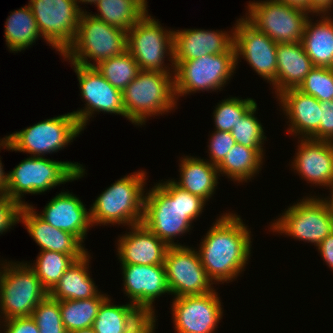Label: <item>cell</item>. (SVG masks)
Here are the masks:
<instances>
[{
    "mask_svg": "<svg viewBox=\"0 0 333 333\" xmlns=\"http://www.w3.org/2000/svg\"><path fill=\"white\" fill-rule=\"evenodd\" d=\"M127 51L140 70L174 74L173 30L163 28L148 12L127 32ZM165 56H169L171 67L165 66Z\"/></svg>",
    "mask_w": 333,
    "mask_h": 333,
    "instance_id": "obj_11",
    "label": "cell"
},
{
    "mask_svg": "<svg viewBox=\"0 0 333 333\" xmlns=\"http://www.w3.org/2000/svg\"><path fill=\"white\" fill-rule=\"evenodd\" d=\"M279 106L287 116V132L299 138H310L321 123V102L311 95L302 93L297 88H290L278 96ZM295 134V135H294Z\"/></svg>",
    "mask_w": 333,
    "mask_h": 333,
    "instance_id": "obj_24",
    "label": "cell"
},
{
    "mask_svg": "<svg viewBox=\"0 0 333 333\" xmlns=\"http://www.w3.org/2000/svg\"><path fill=\"white\" fill-rule=\"evenodd\" d=\"M95 68L120 91H123L141 71L139 64L127 50L119 56L101 61Z\"/></svg>",
    "mask_w": 333,
    "mask_h": 333,
    "instance_id": "obj_35",
    "label": "cell"
},
{
    "mask_svg": "<svg viewBox=\"0 0 333 333\" xmlns=\"http://www.w3.org/2000/svg\"><path fill=\"white\" fill-rule=\"evenodd\" d=\"M205 203L200 196L182 190L170 179L159 182L145 194L142 224L168 246H182L174 239L190 231Z\"/></svg>",
    "mask_w": 333,
    "mask_h": 333,
    "instance_id": "obj_2",
    "label": "cell"
},
{
    "mask_svg": "<svg viewBox=\"0 0 333 333\" xmlns=\"http://www.w3.org/2000/svg\"><path fill=\"white\" fill-rule=\"evenodd\" d=\"M316 249L324 262L333 270V233L328 235Z\"/></svg>",
    "mask_w": 333,
    "mask_h": 333,
    "instance_id": "obj_44",
    "label": "cell"
},
{
    "mask_svg": "<svg viewBox=\"0 0 333 333\" xmlns=\"http://www.w3.org/2000/svg\"><path fill=\"white\" fill-rule=\"evenodd\" d=\"M179 161L180 178L178 181L171 179L172 182L182 190L200 196L206 202L209 201L219 183L217 166L206 159L194 156H185Z\"/></svg>",
    "mask_w": 333,
    "mask_h": 333,
    "instance_id": "obj_26",
    "label": "cell"
},
{
    "mask_svg": "<svg viewBox=\"0 0 333 333\" xmlns=\"http://www.w3.org/2000/svg\"><path fill=\"white\" fill-rule=\"evenodd\" d=\"M121 270L124 294L130 298V303L144 315H155L156 298L166 293L170 295L164 264H121Z\"/></svg>",
    "mask_w": 333,
    "mask_h": 333,
    "instance_id": "obj_18",
    "label": "cell"
},
{
    "mask_svg": "<svg viewBox=\"0 0 333 333\" xmlns=\"http://www.w3.org/2000/svg\"><path fill=\"white\" fill-rule=\"evenodd\" d=\"M117 240V255L121 264H164L169 246L151 232L144 224L129 226Z\"/></svg>",
    "mask_w": 333,
    "mask_h": 333,
    "instance_id": "obj_21",
    "label": "cell"
},
{
    "mask_svg": "<svg viewBox=\"0 0 333 333\" xmlns=\"http://www.w3.org/2000/svg\"><path fill=\"white\" fill-rule=\"evenodd\" d=\"M270 230L317 247L333 233V201L330 196L323 199L314 195L300 199L274 219Z\"/></svg>",
    "mask_w": 333,
    "mask_h": 333,
    "instance_id": "obj_7",
    "label": "cell"
},
{
    "mask_svg": "<svg viewBox=\"0 0 333 333\" xmlns=\"http://www.w3.org/2000/svg\"><path fill=\"white\" fill-rule=\"evenodd\" d=\"M330 195V197H331V199H332V201H333V193L332 194H329Z\"/></svg>",
    "mask_w": 333,
    "mask_h": 333,
    "instance_id": "obj_52",
    "label": "cell"
},
{
    "mask_svg": "<svg viewBox=\"0 0 333 333\" xmlns=\"http://www.w3.org/2000/svg\"><path fill=\"white\" fill-rule=\"evenodd\" d=\"M233 32L236 66L242 56L258 75L273 84L277 72V43L257 30L244 16L236 21Z\"/></svg>",
    "mask_w": 333,
    "mask_h": 333,
    "instance_id": "obj_16",
    "label": "cell"
},
{
    "mask_svg": "<svg viewBox=\"0 0 333 333\" xmlns=\"http://www.w3.org/2000/svg\"><path fill=\"white\" fill-rule=\"evenodd\" d=\"M38 215L56 229L77 236L83 243L89 228L93 227L90 210L87 211L79 197L68 191L58 193Z\"/></svg>",
    "mask_w": 333,
    "mask_h": 333,
    "instance_id": "obj_23",
    "label": "cell"
},
{
    "mask_svg": "<svg viewBox=\"0 0 333 333\" xmlns=\"http://www.w3.org/2000/svg\"><path fill=\"white\" fill-rule=\"evenodd\" d=\"M156 315H145L132 329L127 333H155Z\"/></svg>",
    "mask_w": 333,
    "mask_h": 333,
    "instance_id": "obj_45",
    "label": "cell"
},
{
    "mask_svg": "<svg viewBox=\"0 0 333 333\" xmlns=\"http://www.w3.org/2000/svg\"><path fill=\"white\" fill-rule=\"evenodd\" d=\"M147 179L146 172L138 170L106 188L89 209L92 225L122 224L129 227L142 223Z\"/></svg>",
    "mask_w": 333,
    "mask_h": 333,
    "instance_id": "obj_3",
    "label": "cell"
},
{
    "mask_svg": "<svg viewBox=\"0 0 333 333\" xmlns=\"http://www.w3.org/2000/svg\"><path fill=\"white\" fill-rule=\"evenodd\" d=\"M107 297V294L99 292L90 299L60 300L59 308L66 332L91 328L99 307Z\"/></svg>",
    "mask_w": 333,
    "mask_h": 333,
    "instance_id": "obj_33",
    "label": "cell"
},
{
    "mask_svg": "<svg viewBox=\"0 0 333 333\" xmlns=\"http://www.w3.org/2000/svg\"><path fill=\"white\" fill-rule=\"evenodd\" d=\"M40 333H67L64 325L38 326Z\"/></svg>",
    "mask_w": 333,
    "mask_h": 333,
    "instance_id": "obj_49",
    "label": "cell"
},
{
    "mask_svg": "<svg viewBox=\"0 0 333 333\" xmlns=\"http://www.w3.org/2000/svg\"><path fill=\"white\" fill-rule=\"evenodd\" d=\"M0 147L9 150H12L11 145L9 141L3 137V139H0ZM1 149V148H0ZM8 179V173H5L3 170V165L0 158V194L4 195L6 184Z\"/></svg>",
    "mask_w": 333,
    "mask_h": 333,
    "instance_id": "obj_47",
    "label": "cell"
},
{
    "mask_svg": "<svg viewBox=\"0 0 333 333\" xmlns=\"http://www.w3.org/2000/svg\"><path fill=\"white\" fill-rule=\"evenodd\" d=\"M5 261L0 270V316L3 320L31 316L49 292L28 263Z\"/></svg>",
    "mask_w": 333,
    "mask_h": 333,
    "instance_id": "obj_8",
    "label": "cell"
},
{
    "mask_svg": "<svg viewBox=\"0 0 333 333\" xmlns=\"http://www.w3.org/2000/svg\"><path fill=\"white\" fill-rule=\"evenodd\" d=\"M297 89L304 94L315 97L320 102L332 101L333 68L314 67Z\"/></svg>",
    "mask_w": 333,
    "mask_h": 333,
    "instance_id": "obj_38",
    "label": "cell"
},
{
    "mask_svg": "<svg viewBox=\"0 0 333 333\" xmlns=\"http://www.w3.org/2000/svg\"><path fill=\"white\" fill-rule=\"evenodd\" d=\"M257 103L230 131L237 144L254 149H263L266 138L261 122L255 117Z\"/></svg>",
    "mask_w": 333,
    "mask_h": 333,
    "instance_id": "obj_37",
    "label": "cell"
},
{
    "mask_svg": "<svg viewBox=\"0 0 333 333\" xmlns=\"http://www.w3.org/2000/svg\"><path fill=\"white\" fill-rule=\"evenodd\" d=\"M255 104L252 98L229 97L219 101L213 111L215 130L230 132Z\"/></svg>",
    "mask_w": 333,
    "mask_h": 333,
    "instance_id": "obj_36",
    "label": "cell"
},
{
    "mask_svg": "<svg viewBox=\"0 0 333 333\" xmlns=\"http://www.w3.org/2000/svg\"><path fill=\"white\" fill-rule=\"evenodd\" d=\"M77 75L84 109L71 112L84 130L95 112L121 115L125 118L122 91L112 86L95 67L70 63Z\"/></svg>",
    "mask_w": 333,
    "mask_h": 333,
    "instance_id": "obj_15",
    "label": "cell"
},
{
    "mask_svg": "<svg viewBox=\"0 0 333 333\" xmlns=\"http://www.w3.org/2000/svg\"><path fill=\"white\" fill-rule=\"evenodd\" d=\"M174 65V92L177 101L180 96L203 90L221 91L236 70L235 49L232 46L225 53L174 61Z\"/></svg>",
    "mask_w": 333,
    "mask_h": 333,
    "instance_id": "obj_9",
    "label": "cell"
},
{
    "mask_svg": "<svg viewBox=\"0 0 333 333\" xmlns=\"http://www.w3.org/2000/svg\"><path fill=\"white\" fill-rule=\"evenodd\" d=\"M321 123L319 129L310 137L311 139L333 142V103L321 102Z\"/></svg>",
    "mask_w": 333,
    "mask_h": 333,
    "instance_id": "obj_42",
    "label": "cell"
},
{
    "mask_svg": "<svg viewBox=\"0 0 333 333\" xmlns=\"http://www.w3.org/2000/svg\"><path fill=\"white\" fill-rule=\"evenodd\" d=\"M76 259L56 251H40L35 263L29 266L36 272L43 286L50 292L59 282L61 276Z\"/></svg>",
    "mask_w": 333,
    "mask_h": 333,
    "instance_id": "obj_34",
    "label": "cell"
},
{
    "mask_svg": "<svg viewBox=\"0 0 333 333\" xmlns=\"http://www.w3.org/2000/svg\"><path fill=\"white\" fill-rule=\"evenodd\" d=\"M320 18L316 23L308 18L301 43L315 67L333 68V17L324 14Z\"/></svg>",
    "mask_w": 333,
    "mask_h": 333,
    "instance_id": "obj_28",
    "label": "cell"
},
{
    "mask_svg": "<svg viewBox=\"0 0 333 333\" xmlns=\"http://www.w3.org/2000/svg\"><path fill=\"white\" fill-rule=\"evenodd\" d=\"M265 149H254L235 144L226 154L223 161L217 166L219 175L235 182H247L259 174L263 165Z\"/></svg>",
    "mask_w": 333,
    "mask_h": 333,
    "instance_id": "obj_29",
    "label": "cell"
},
{
    "mask_svg": "<svg viewBox=\"0 0 333 333\" xmlns=\"http://www.w3.org/2000/svg\"><path fill=\"white\" fill-rule=\"evenodd\" d=\"M69 333H96L93 328H86V329H81V330H75Z\"/></svg>",
    "mask_w": 333,
    "mask_h": 333,
    "instance_id": "obj_51",
    "label": "cell"
},
{
    "mask_svg": "<svg viewBox=\"0 0 333 333\" xmlns=\"http://www.w3.org/2000/svg\"><path fill=\"white\" fill-rule=\"evenodd\" d=\"M4 333H40L39 327L31 316L1 320Z\"/></svg>",
    "mask_w": 333,
    "mask_h": 333,
    "instance_id": "obj_43",
    "label": "cell"
},
{
    "mask_svg": "<svg viewBox=\"0 0 333 333\" xmlns=\"http://www.w3.org/2000/svg\"><path fill=\"white\" fill-rule=\"evenodd\" d=\"M284 4L308 11L311 14V0H277Z\"/></svg>",
    "mask_w": 333,
    "mask_h": 333,
    "instance_id": "obj_48",
    "label": "cell"
},
{
    "mask_svg": "<svg viewBox=\"0 0 333 333\" xmlns=\"http://www.w3.org/2000/svg\"><path fill=\"white\" fill-rule=\"evenodd\" d=\"M333 9V0H311V15L316 16L330 14ZM318 14V15H317Z\"/></svg>",
    "mask_w": 333,
    "mask_h": 333,
    "instance_id": "obj_46",
    "label": "cell"
},
{
    "mask_svg": "<svg viewBox=\"0 0 333 333\" xmlns=\"http://www.w3.org/2000/svg\"><path fill=\"white\" fill-rule=\"evenodd\" d=\"M23 205L12 198L0 196V235L20 222V212Z\"/></svg>",
    "mask_w": 333,
    "mask_h": 333,
    "instance_id": "obj_41",
    "label": "cell"
},
{
    "mask_svg": "<svg viewBox=\"0 0 333 333\" xmlns=\"http://www.w3.org/2000/svg\"><path fill=\"white\" fill-rule=\"evenodd\" d=\"M21 222L35 243L41 247L40 251L48 250L69 254L76 260L88 253L77 236L51 226L38 215L31 204L22 207Z\"/></svg>",
    "mask_w": 333,
    "mask_h": 333,
    "instance_id": "obj_20",
    "label": "cell"
},
{
    "mask_svg": "<svg viewBox=\"0 0 333 333\" xmlns=\"http://www.w3.org/2000/svg\"><path fill=\"white\" fill-rule=\"evenodd\" d=\"M4 35L7 48L14 53L28 49L42 37L29 4L10 13Z\"/></svg>",
    "mask_w": 333,
    "mask_h": 333,
    "instance_id": "obj_31",
    "label": "cell"
},
{
    "mask_svg": "<svg viewBox=\"0 0 333 333\" xmlns=\"http://www.w3.org/2000/svg\"><path fill=\"white\" fill-rule=\"evenodd\" d=\"M276 56V81L272 87L277 96L287 89L298 88L315 67L301 42L277 44Z\"/></svg>",
    "mask_w": 333,
    "mask_h": 333,
    "instance_id": "obj_25",
    "label": "cell"
},
{
    "mask_svg": "<svg viewBox=\"0 0 333 333\" xmlns=\"http://www.w3.org/2000/svg\"><path fill=\"white\" fill-rule=\"evenodd\" d=\"M85 172L78 162L29 156L8 173L4 195L26 206L29 204L24 199L22 201L24 194L44 193L60 184L81 179Z\"/></svg>",
    "mask_w": 333,
    "mask_h": 333,
    "instance_id": "obj_4",
    "label": "cell"
},
{
    "mask_svg": "<svg viewBox=\"0 0 333 333\" xmlns=\"http://www.w3.org/2000/svg\"><path fill=\"white\" fill-rule=\"evenodd\" d=\"M164 266L170 294L174 298L204 295L214 290L195 248L169 246Z\"/></svg>",
    "mask_w": 333,
    "mask_h": 333,
    "instance_id": "obj_14",
    "label": "cell"
},
{
    "mask_svg": "<svg viewBox=\"0 0 333 333\" xmlns=\"http://www.w3.org/2000/svg\"><path fill=\"white\" fill-rule=\"evenodd\" d=\"M122 97L127 120L145 125L147 118L175 110L174 74L141 70L122 91Z\"/></svg>",
    "mask_w": 333,
    "mask_h": 333,
    "instance_id": "obj_5",
    "label": "cell"
},
{
    "mask_svg": "<svg viewBox=\"0 0 333 333\" xmlns=\"http://www.w3.org/2000/svg\"><path fill=\"white\" fill-rule=\"evenodd\" d=\"M231 31L182 29L173 31V61H185L208 54H221L233 46Z\"/></svg>",
    "mask_w": 333,
    "mask_h": 333,
    "instance_id": "obj_22",
    "label": "cell"
},
{
    "mask_svg": "<svg viewBox=\"0 0 333 333\" xmlns=\"http://www.w3.org/2000/svg\"><path fill=\"white\" fill-rule=\"evenodd\" d=\"M145 315L130 302L114 305L107 297L101 304L93 323L96 333H127Z\"/></svg>",
    "mask_w": 333,
    "mask_h": 333,
    "instance_id": "obj_30",
    "label": "cell"
},
{
    "mask_svg": "<svg viewBox=\"0 0 333 333\" xmlns=\"http://www.w3.org/2000/svg\"><path fill=\"white\" fill-rule=\"evenodd\" d=\"M147 0H99L95 6L97 19L129 31L147 12Z\"/></svg>",
    "mask_w": 333,
    "mask_h": 333,
    "instance_id": "obj_32",
    "label": "cell"
},
{
    "mask_svg": "<svg viewBox=\"0 0 333 333\" xmlns=\"http://www.w3.org/2000/svg\"><path fill=\"white\" fill-rule=\"evenodd\" d=\"M76 1V4H77V6H78V8H79V10L81 11V12H84V9H82L78 4L79 3H85V4H87V3H90L91 5L92 4H96L99 0H75Z\"/></svg>",
    "mask_w": 333,
    "mask_h": 333,
    "instance_id": "obj_50",
    "label": "cell"
},
{
    "mask_svg": "<svg viewBox=\"0 0 333 333\" xmlns=\"http://www.w3.org/2000/svg\"><path fill=\"white\" fill-rule=\"evenodd\" d=\"M208 145L209 161L212 165L218 166L228 153V151L236 144L231 132L215 130L210 136Z\"/></svg>",
    "mask_w": 333,
    "mask_h": 333,
    "instance_id": "obj_39",
    "label": "cell"
},
{
    "mask_svg": "<svg viewBox=\"0 0 333 333\" xmlns=\"http://www.w3.org/2000/svg\"><path fill=\"white\" fill-rule=\"evenodd\" d=\"M31 317L37 326L63 325L59 301L50 296L34 308Z\"/></svg>",
    "mask_w": 333,
    "mask_h": 333,
    "instance_id": "obj_40",
    "label": "cell"
},
{
    "mask_svg": "<svg viewBox=\"0 0 333 333\" xmlns=\"http://www.w3.org/2000/svg\"><path fill=\"white\" fill-rule=\"evenodd\" d=\"M216 289L204 294L173 298L171 310L176 333H215L223 317Z\"/></svg>",
    "mask_w": 333,
    "mask_h": 333,
    "instance_id": "obj_17",
    "label": "cell"
},
{
    "mask_svg": "<svg viewBox=\"0 0 333 333\" xmlns=\"http://www.w3.org/2000/svg\"><path fill=\"white\" fill-rule=\"evenodd\" d=\"M247 8L245 19L277 44L301 42L308 11L277 0L249 1Z\"/></svg>",
    "mask_w": 333,
    "mask_h": 333,
    "instance_id": "obj_12",
    "label": "cell"
},
{
    "mask_svg": "<svg viewBox=\"0 0 333 333\" xmlns=\"http://www.w3.org/2000/svg\"><path fill=\"white\" fill-rule=\"evenodd\" d=\"M84 131L72 113L40 121L20 131L5 136L12 152L18 151L43 157L58 152L73 142Z\"/></svg>",
    "mask_w": 333,
    "mask_h": 333,
    "instance_id": "obj_10",
    "label": "cell"
},
{
    "mask_svg": "<svg viewBox=\"0 0 333 333\" xmlns=\"http://www.w3.org/2000/svg\"><path fill=\"white\" fill-rule=\"evenodd\" d=\"M89 252L82 258L75 260L61 276L59 282L49 292L54 300H81L95 297L99 292L90 276Z\"/></svg>",
    "mask_w": 333,
    "mask_h": 333,
    "instance_id": "obj_27",
    "label": "cell"
},
{
    "mask_svg": "<svg viewBox=\"0 0 333 333\" xmlns=\"http://www.w3.org/2000/svg\"><path fill=\"white\" fill-rule=\"evenodd\" d=\"M126 50L127 31L108 25L85 9L80 15L75 40L62 56L63 60L76 65L95 67L101 61L119 56ZM88 59H92L93 63Z\"/></svg>",
    "mask_w": 333,
    "mask_h": 333,
    "instance_id": "obj_6",
    "label": "cell"
},
{
    "mask_svg": "<svg viewBox=\"0 0 333 333\" xmlns=\"http://www.w3.org/2000/svg\"><path fill=\"white\" fill-rule=\"evenodd\" d=\"M292 168L307 183L329 188L333 193V142L301 138Z\"/></svg>",
    "mask_w": 333,
    "mask_h": 333,
    "instance_id": "obj_19",
    "label": "cell"
},
{
    "mask_svg": "<svg viewBox=\"0 0 333 333\" xmlns=\"http://www.w3.org/2000/svg\"><path fill=\"white\" fill-rule=\"evenodd\" d=\"M42 38L61 56L75 40L81 15L75 0H30Z\"/></svg>",
    "mask_w": 333,
    "mask_h": 333,
    "instance_id": "obj_13",
    "label": "cell"
},
{
    "mask_svg": "<svg viewBox=\"0 0 333 333\" xmlns=\"http://www.w3.org/2000/svg\"><path fill=\"white\" fill-rule=\"evenodd\" d=\"M215 221L201 239L197 252L213 284H224L245 271L251 256V231L235 213H223Z\"/></svg>",
    "mask_w": 333,
    "mask_h": 333,
    "instance_id": "obj_1",
    "label": "cell"
}]
</instances>
